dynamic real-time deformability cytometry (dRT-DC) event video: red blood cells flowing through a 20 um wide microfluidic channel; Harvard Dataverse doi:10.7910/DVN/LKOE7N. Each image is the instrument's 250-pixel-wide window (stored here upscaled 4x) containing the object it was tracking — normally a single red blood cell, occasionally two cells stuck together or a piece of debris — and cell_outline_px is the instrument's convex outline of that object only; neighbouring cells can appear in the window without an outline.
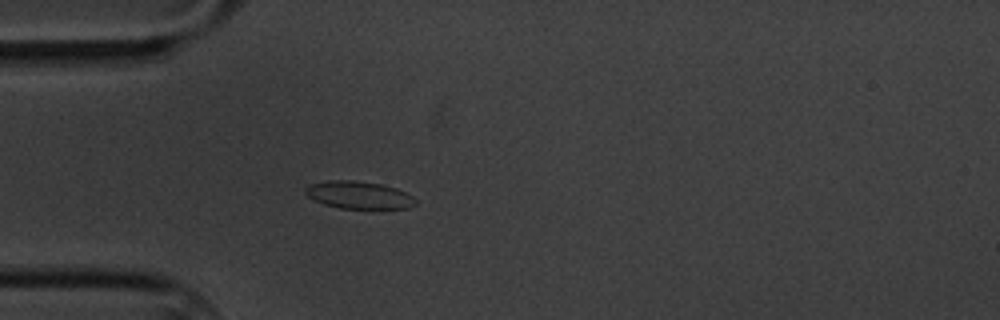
{"species": "common noctule bat (a hibernating species)", "species_latin": "Nyctalus noctula", "temperature_condition": "cold", "stored_images_in_passage": 3, "camera_frame_rate_fps": 3000, "um_per_image_px": 0.085, "animal": {"sex": "male", "body_mass_g": 20.1, "forearm_length_mm": 53.5}, "frame": {"image": 1, "passage_image": 3, "time_ms": 2.333, "image_size_px": [1000, 320], "cell_outline_px": [[416, 204], [408, 208], [372, 212], [340, 208], [324, 204], [308, 196], [304, 192], [304, 188], [308, 184], [328, 180], [352, 180], [380, 184], [396, 188], [412, 196], [416, 200]], "centroid_in_image_um": [30.53, 16.63], "position_along_channel_um": 54.5, "area_um2": 18.5}}